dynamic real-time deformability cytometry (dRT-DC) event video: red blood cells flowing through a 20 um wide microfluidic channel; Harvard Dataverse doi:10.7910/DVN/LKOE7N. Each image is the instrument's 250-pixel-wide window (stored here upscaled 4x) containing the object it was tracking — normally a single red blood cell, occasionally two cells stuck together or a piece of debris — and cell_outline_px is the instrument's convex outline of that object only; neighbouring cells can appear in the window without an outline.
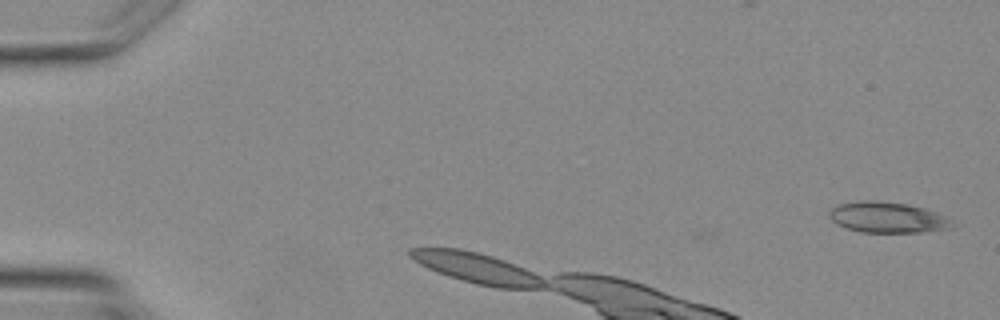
{"species": "Egyptian fruit bat (a non-hibernating species)", "species_latin": "Rousettus aegyptiacus", "temperature_condition": "warm", "stored_images_in_passage": 3, "camera_frame_rate_fps": 3000, "um_per_image_px": 0.085, "animal": {"sex": "female"}, "frame": {"image": 1, "passage_image": 1, "time_ms": 0.0, "image_size_px": [1000, 320], "cell_outline_px": [[952, 220], [948, 228], [920, 232], [860, 232], [836, 224], [828, 216], [828, 212], [832, 208], [840, 204], [860, 200], [876, 200], [908, 204], [924, 208], [948, 216]], "centroid_in_image_um": [75.4, 18.46], "position_along_channel_um": 9.6, "area_um2": 21.96}}
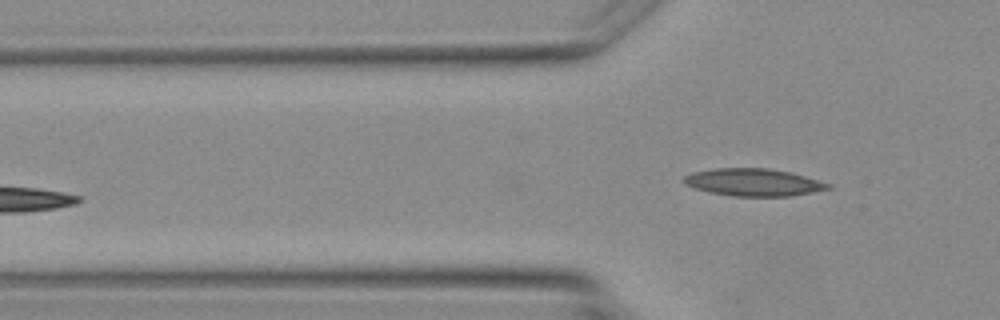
{"frame": {"image": 2, "passage_image": 3, "time_ms": 4.0, "image_size_px": [1000, 320], "cell_outline_px": [[832, 188], [812, 192], [788, 196], [732, 196], [708, 192], [684, 184], [680, 180], [684, 176], [692, 172], [712, 168], [768, 168], [788, 172], [804, 176], [832, 184]], "centroid_in_image_um": [63.99, 15.49], "position_along_channel_um": 61.8, "area_um2": 23.06}}